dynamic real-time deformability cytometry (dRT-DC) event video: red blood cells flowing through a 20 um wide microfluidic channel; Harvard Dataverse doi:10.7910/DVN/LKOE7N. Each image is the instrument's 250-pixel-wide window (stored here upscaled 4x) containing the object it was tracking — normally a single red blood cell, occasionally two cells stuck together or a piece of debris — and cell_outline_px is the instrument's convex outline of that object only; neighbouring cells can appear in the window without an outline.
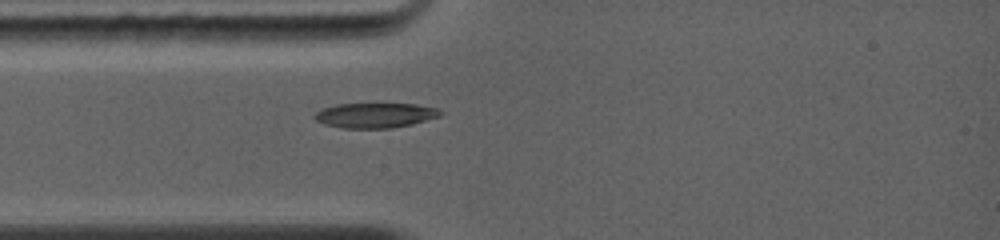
{"species": "common noctule bat (a hibernating species)", "species_latin": "Nyctalus noctula", "temperature_condition": "warm", "stored_images_in_passage": 7, "camera_frame_rate_fps": 5000, "um_per_image_px": 0.085, "animal": {"sex": "female", "body_mass_g": 19.0, "forearm_length_mm": 56.7}, "frame": {"image": 1, "passage_image": 7, "time_ms": 3.6, "image_size_px": [1000, 240], "cell_outline_px": [[444, 112], [440, 116], [412, 124], [392, 128], [340, 128], [324, 124], [316, 120], [312, 116], [316, 112], [324, 108], [336, 104], [416, 104], [436, 108]], "centroid_in_image_um": [31.88, 9.8], "position_along_channel_um": 53.1, "area_um2": 18.26}}